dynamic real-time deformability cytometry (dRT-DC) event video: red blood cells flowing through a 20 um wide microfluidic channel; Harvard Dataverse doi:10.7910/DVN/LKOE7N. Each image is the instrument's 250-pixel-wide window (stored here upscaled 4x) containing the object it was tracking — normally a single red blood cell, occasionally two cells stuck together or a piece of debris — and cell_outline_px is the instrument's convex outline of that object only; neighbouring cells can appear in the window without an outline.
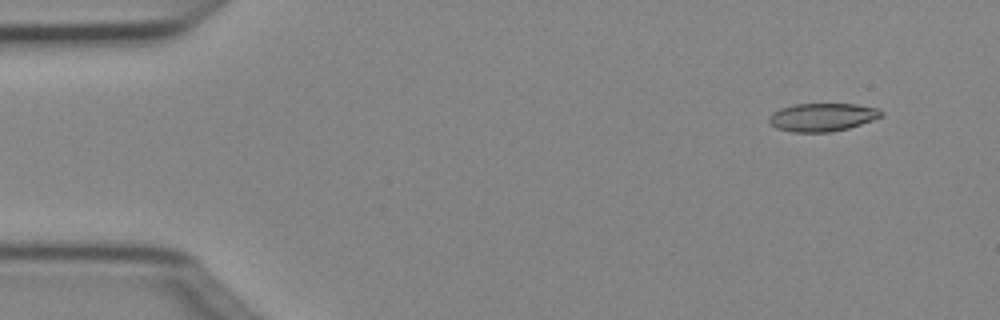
{"species": "Egyptian fruit bat (a non-hibernating species)", "species_latin": "Rousettus aegyptiacus", "temperature_condition": "cold", "stored_images_in_passage": 5, "camera_frame_rate_fps": 3000, "um_per_image_px": 0.085, "animal": {"sex": "female"}, "frame": {"image": 1, "passage_image": 2, "time_ms": 0.333, "image_size_px": [1000, 320], "cell_outline_px": [[884, 116], [848, 128], [828, 132], [792, 132], [776, 128], [768, 120], [768, 116], [772, 112], [780, 108], [792, 104], [856, 104], [880, 108], [884, 112]], "centroid_in_image_um": [69.9, 9.95], "position_along_channel_um": 15.1, "area_um2": 18.55}}
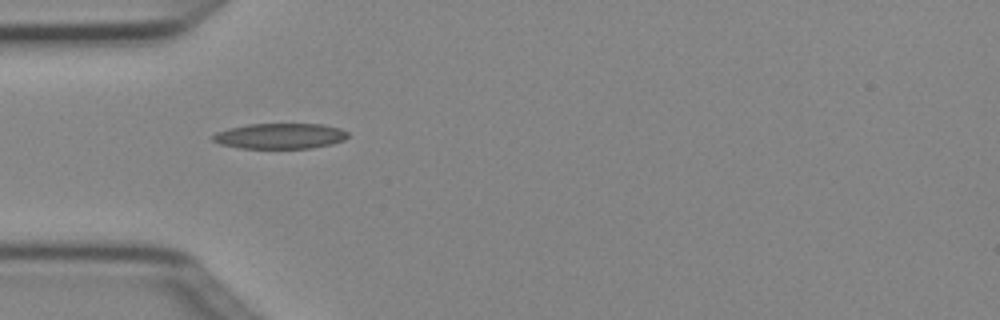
{"frame": {"image": 2, "passage_image": 5, "time_ms": 1.333, "image_size_px": [1000, 320], "cell_outline_px": [[348, 136], [344, 140], [332, 144], [312, 148], [240, 148], [220, 144], [212, 140], [212, 136], [216, 132], [228, 128], [248, 124], [324, 124], [340, 128], [348, 132]], "centroid_in_image_um": [23.81, 11.56], "position_along_channel_um": 61.2, "area_um2": 20.17}}